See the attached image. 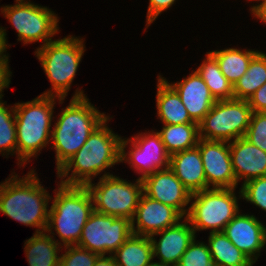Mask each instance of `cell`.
<instances>
[{"label": "cell", "mask_w": 266, "mask_h": 266, "mask_svg": "<svg viewBox=\"0 0 266 266\" xmlns=\"http://www.w3.org/2000/svg\"><path fill=\"white\" fill-rule=\"evenodd\" d=\"M109 119L97 127L85 144L57 171L59 178L67 176L61 184L86 186L92 182V177L121 162L122 138L106 126Z\"/></svg>", "instance_id": "6da1fadb"}, {"label": "cell", "mask_w": 266, "mask_h": 266, "mask_svg": "<svg viewBox=\"0 0 266 266\" xmlns=\"http://www.w3.org/2000/svg\"><path fill=\"white\" fill-rule=\"evenodd\" d=\"M51 130L57 171L85 144L92 132L107 118L94 107L81 90H76Z\"/></svg>", "instance_id": "7a4b0ae2"}, {"label": "cell", "mask_w": 266, "mask_h": 266, "mask_svg": "<svg viewBox=\"0 0 266 266\" xmlns=\"http://www.w3.org/2000/svg\"><path fill=\"white\" fill-rule=\"evenodd\" d=\"M34 171L22 179L12 175L0 184V212L26 226L39 228L35 233H41L47 228L51 196Z\"/></svg>", "instance_id": "3957f363"}, {"label": "cell", "mask_w": 266, "mask_h": 266, "mask_svg": "<svg viewBox=\"0 0 266 266\" xmlns=\"http://www.w3.org/2000/svg\"><path fill=\"white\" fill-rule=\"evenodd\" d=\"M49 210L45 232L56 231L63 246L77 245L87 220L94 211L86 186L59 184ZM75 243V244H74Z\"/></svg>", "instance_id": "277c9868"}, {"label": "cell", "mask_w": 266, "mask_h": 266, "mask_svg": "<svg viewBox=\"0 0 266 266\" xmlns=\"http://www.w3.org/2000/svg\"><path fill=\"white\" fill-rule=\"evenodd\" d=\"M56 96L39 95L32 101L14 105L16 118L17 154L20 166L37 156L51 140V121Z\"/></svg>", "instance_id": "5b68a950"}, {"label": "cell", "mask_w": 266, "mask_h": 266, "mask_svg": "<svg viewBox=\"0 0 266 266\" xmlns=\"http://www.w3.org/2000/svg\"><path fill=\"white\" fill-rule=\"evenodd\" d=\"M84 51L83 39L71 35L37 48L35 55L41 62L55 92L48 90L41 95H53L58 97L60 103L63 102L70 90Z\"/></svg>", "instance_id": "8992f818"}, {"label": "cell", "mask_w": 266, "mask_h": 266, "mask_svg": "<svg viewBox=\"0 0 266 266\" xmlns=\"http://www.w3.org/2000/svg\"><path fill=\"white\" fill-rule=\"evenodd\" d=\"M235 188H209L192 194L195 201L188 207L186 218L193 230L211 229L221 232L224 227L238 214L239 207Z\"/></svg>", "instance_id": "52a82bcc"}, {"label": "cell", "mask_w": 266, "mask_h": 266, "mask_svg": "<svg viewBox=\"0 0 266 266\" xmlns=\"http://www.w3.org/2000/svg\"><path fill=\"white\" fill-rule=\"evenodd\" d=\"M86 187L91 194L94 211L130 221L143 194V183L139 178L136 183H131L110 173L102 175L96 185L90 182Z\"/></svg>", "instance_id": "ba28073f"}, {"label": "cell", "mask_w": 266, "mask_h": 266, "mask_svg": "<svg viewBox=\"0 0 266 266\" xmlns=\"http://www.w3.org/2000/svg\"><path fill=\"white\" fill-rule=\"evenodd\" d=\"M251 115L252 109L248 100H217L199 123V138L231 142L244 137Z\"/></svg>", "instance_id": "9c48e42d"}, {"label": "cell", "mask_w": 266, "mask_h": 266, "mask_svg": "<svg viewBox=\"0 0 266 266\" xmlns=\"http://www.w3.org/2000/svg\"><path fill=\"white\" fill-rule=\"evenodd\" d=\"M1 12L17 30L18 40L24 44L42 40L41 46H44L53 41L52 37L59 30L58 18L53 11L25 0H16L15 5H6Z\"/></svg>", "instance_id": "30bf717a"}, {"label": "cell", "mask_w": 266, "mask_h": 266, "mask_svg": "<svg viewBox=\"0 0 266 266\" xmlns=\"http://www.w3.org/2000/svg\"><path fill=\"white\" fill-rule=\"evenodd\" d=\"M132 235L131 221L93 211L77 246L99 255H112Z\"/></svg>", "instance_id": "8fae6325"}, {"label": "cell", "mask_w": 266, "mask_h": 266, "mask_svg": "<svg viewBox=\"0 0 266 266\" xmlns=\"http://www.w3.org/2000/svg\"><path fill=\"white\" fill-rule=\"evenodd\" d=\"M131 142V150L125 153L127 144ZM129 157H126V156ZM120 161L129 162L131 167L141 173L140 180L156 171L169 168L170 155L165 149L160 135L157 132L138 134L132 139L121 140Z\"/></svg>", "instance_id": "7c38bea8"}, {"label": "cell", "mask_w": 266, "mask_h": 266, "mask_svg": "<svg viewBox=\"0 0 266 266\" xmlns=\"http://www.w3.org/2000/svg\"><path fill=\"white\" fill-rule=\"evenodd\" d=\"M197 146L207 181V189L236 188L238 185L232 168L229 142L199 139Z\"/></svg>", "instance_id": "4fadbf2b"}, {"label": "cell", "mask_w": 266, "mask_h": 266, "mask_svg": "<svg viewBox=\"0 0 266 266\" xmlns=\"http://www.w3.org/2000/svg\"><path fill=\"white\" fill-rule=\"evenodd\" d=\"M143 193L149 198L175 208L183 217L189 209L192 194L169 169H162L146 176L143 180Z\"/></svg>", "instance_id": "5bb4252c"}, {"label": "cell", "mask_w": 266, "mask_h": 266, "mask_svg": "<svg viewBox=\"0 0 266 266\" xmlns=\"http://www.w3.org/2000/svg\"><path fill=\"white\" fill-rule=\"evenodd\" d=\"M181 218L183 216L175 208L155 201L143 193L131 220L132 233L150 237L154 233L176 225Z\"/></svg>", "instance_id": "9a60e30c"}, {"label": "cell", "mask_w": 266, "mask_h": 266, "mask_svg": "<svg viewBox=\"0 0 266 266\" xmlns=\"http://www.w3.org/2000/svg\"><path fill=\"white\" fill-rule=\"evenodd\" d=\"M222 232L253 263L266 245V227L254 215L238 212Z\"/></svg>", "instance_id": "2e32d148"}, {"label": "cell", "mask_w": 266, "mask_h": 266, "mask_svg": "<svg viewBox=\"0 0 266 266\" xmlns=\"http://www.w3.org/2000/svg\"><path fill=\"white\" fill-rule=\"evenodd\" d=\"M184 218V223L178 222L176 225L167 227L150 236L153 246V257L158 256L160 259L159 263L177 266L181 256L194 240L196 236L195 231L189 220L186 217ZM154 235H161L158 242L153 238Z\"/></svg>", "instance_id": "e0dca14e"}, {"label": "cell", "mask_w": 266, "mask_h": 266, "mask_svg": "<svg viewBox=\"0 0 266 266\" xmlns=\"http://www.w3.org/2000/svg\"><path fill=\"white\" fill-rule=\"evenodd\" d=\"M164 80L177 92L190 118L198 124L217 101L196 71L178 83Z\"/></svg>", "instance_id": "ac0fdd59"}, {"label": "cell", "mask_w": 266, "mask_h": 266, "mask_svg": "<svg viewBox=\"0 0 266 266\" xmlns=\"http://www.w3.org/2000/svg\"><path fill=\"white\" fill-rule=\"evenodd\" d=\"M232 168L236 181L266 176V151L251 144L244 137L229 142Z\"/></svg>", "instance_id": "d6986e66"}, {"label": "cell", "mask_w": 266, "mask_h": 266, "mask_svg": "<svg viewBox=\"0 0 266 266\" xmlns=\"http://www.w3.org/2000/svg\"><path fill=\"white\" fill-rule=\"evenodd\" d=\"M169 169L191 194L207 189L206 176L198 146L171 155Z\"/></svg>", "instance_id": "ffe728a7"}, {"label": "cell", "mask_w": 266, "mask_h": 266, "mask_svg": "<svg viewBox=\"0 0 266 266\" xmlns=\"http://www.w3.org/2000/svg\"><path fill=\"white\" fill-rule=\"evenodd\" d=\"M156 106L157 115L164 124L196 123L190 118L177 92L161 76H158Z\"/></svg>", "instance_id": "44dd1931"}, {"label": "cell", "mask_w": 266, "mask_h": 266, "mask_svg": "<svg viewBox=\"0 0 266 266\" xmlns=\"http://www.w3.org/2000/svg\"><path fill=\"white\" fill-rule=\"evenodd\" d=\"M117 266H147L154 259L149 236L133 234L113 253Z\"/></svg>", "instance_id": "7402d4cb"}, {"label": "cell", "mask_w": 266, "mask_h": 266, "mask_svg": "<svg viewBox=\"0 0 266 266\" xmlns=\"http://www.w3.org/2000/svg\"><path fill=\"white\" fill-rule=\"evenodd\" d=\"M62 244L45 232L35 233L25 242V253L29 266H59L57 255Z\"/></svg>", "instance_id": "603a6c76"}, {"label": "cell", "mask_w": 266, "mask_h": 266, "mask_svg": "<svg viewBox=\"0 0 266 266\" xmlns=\"http://www.w3.org/2000/svg\"><path fill=\"white\" fill-rule=\"evenodd\" d=\"M162 128L157 133L170 156L197 146L200 139L198 123L164 124Z\"/></svg>", "instance_id": "cb8c5ba5"}, {"label": "cell", "mask_w": 266, "mask_h": 266, "mask_svg": "<svg viewBox=\"0 0 266 266\" xmlns=\"http://www.w3.org/2000/svg\"><path fill=\"white\" fill-rule=\"evenodd\" d=\"M208 247L214 266H252L254 263L221 232H210Z\"/></svg>", "instance_id": "d4e9b609"}, {"label": "cell", "mask_w": 266, "mask_h": 266, "mask_svg": "<svg viewBox=\"0 0 266 266\" xmlns=\"http://www.w3.org/2000/svg\"><path fill=\"white\" fill-rule=\"evenodd\" d=\"M258 52L255 50L241 51L237 48L210 51L216 58L221 72L232 85L246 73L251 59Z\"/></svg>", "instance_id": "484cf974"}, {"label": "cell", "mask_w": 266, "mask_h": 266, "mask_svg": "<svg viewBox=\"0 0 266 266\" xmlns=\"http://www.w3.org/2000/svg\"><path fill=\"white\" fill-rule=\"evenodd\" d=\"M196 72L206 83L216 100L234 98L233 85L223 75L216 58L210 52H207L205 60L196 69Z\"/></svg>", "instance_id": "4316f807"}, {"label": "cell", "mask_w": 266, "mask_h": 266, "mask_svg": "<svg viewBox=\"0 0 266 266\" xmlns=\"http://www.w3.org/2000/svg\"><path fill=\"white\" fill-rule=\"evenodd\" d=\"M266 82V54L258 52L248 69L233 85L234 98L248 100Z\"/></svg>", "instance_id": "83f0119b"}, {"label": "cell", "mask_w": 266, "mask_h": 266, "mask_svg": "<svg viewBox=\"0 0 266 266\" xmlns=\"http://www.w3.org/2000/svg\"><path fill=\"white\" fill-rule=\"evenodd\" d=\"M4 103L0 100V153L17 154L15 109L12 106V109L8 110Z\"/></svg>", "instance_id": "f1b7e54d"}, {"label": "cell", "mask_w": 266, "mask_h": 266, "mask_svg": "<svg viewBox=\"0 0 266 266\" xmlns=\"http://www.w3.org/2000/svg\"><path fill=\"white\" fill-rule=\"evenodd\" d=\"M177 266H214L208 245L194 238Z\"/></svg>", "instance_id": "f546056e"}, {"label": "cell", "mask_w": 266, "mask_h": 266, "mask_svg": "<svg viewBox=\"0 0 266 266\" xmlns=\"http://www.w3.org/2000/svg\"><path fill=\"white\" fill-rule=\"evenodd\" d=\"M240 198L250 201L266 211V176L251 179L243 183Z\"/></svg>", "instance_id": "4dcf8cb0"}, {"label": "cell", "mask_w": 266, "mask_h": 266, "mask_svg": "<svg viewBox=\"0 0 266 266\" xmlns=\"http://www.w3.org/2000/svg\"><path fill=\"white\" fill-rule=\"evenodd\" d=\"M244 138L261 150L266 151V112H252Z\"/></svg>", "instance_id": "1f68e13d"}, {"label": "cell", "mask_w": 266, "mask_h": 266, "mask_svg": "<svg viewBox=\"0 0 266 266\" xmlns=\"http://www.w3.org/2000/svg\"><path fill=\"white\" fill-rule=\"evenodd\" d=\"M67 252L60 255L59 266H93L99 254L79 246H65Z\"/></svg>", "instance_id": "d6a6232c"}, {"label": "cell", "mask_w": 266, "mask_h": 266, "mask_svg": "<svg viewBox=\"0 0 266 266\" xmlns=\"http://www.w3.org/2000/svg\"><path fill=\"white\" fill-rule=\"evenodd\" d=\"M174 2L175 0H149L146 27L153 23L162 11L170 8Z\"/></svg>", "instance_id": "836d02e7"}, {"label": "cell", "mask_w": 266, "mask_h": 266, "mask_svg": "<svg viewBox=\"0 0 266 266\" xmlns=\"http://www.w3.org/2000/svg\"><path fill=\"white\" fill-rule=\"evenodd\" d=\"M252 112H266V82L248 99Z\"/></svg>", "instance_id": "e575fe53"}, {"label": "cell", "mask_w": 266, "mask_h": 266, "mask_svg": "<svg viewBox=\"0 0 266 266\" xmlns=\"http://www.w3.org/2000/svg\"><path fill=\"white\" fill-rule=\"evenodd\" d=\"M8 56L2 54L0 56V100L2 99V91L10 85L11 71L8 66Z\"/></svg>", "instance_id": "d590c367"}, {"label": "cell", "mask_w": 266, "mask_h": 266, "mask_svg": "<svg viewBox=\"0 0 266 266\" xmlns=\"http://www.w3.org/2000/svg\"><path fill=\"white\" fill-rule=\"evenodd\" d=\"M93 266H117L113 255L105 257V255H99Z\"/></svg>", "instance_id": "8d00e7d4"}, {"label": "cell", "mask_w": 266, "mask_h": 266, "mask_svg": "<svg viewBox=\"0 0 266 266\" xmlns=\"http://www.w3.org/2000/svg\"><path fill=\"white\" fill-rule=\"evenodd\" d=\"M253 15L266 24V2L261 4L254 12Z\"/></svg>", "instance_id": "74e56055"}, {"label": "cell", "mask_w": 266, "mask_h": 266, "mask_svg": "<svg viewBox=\"0 0 266 266\" xmlns=\"http://www.w3.org/2000/svg\"><path fill=\"white\" fill-rule=\"evenodd\" d=\"M6 32L5 29H2V27H0V56L6 52V49L8 48L7 46V42H6Z\"/></svg>", "instance_id": "f35d334b"}, {"label": "cell", "mask_w": 266, "mask_h": 266, "mask_svg": "<svg viewBox=\"0 0 266 266\" xmlns=\"http://www.w3.org/2000/svg\"><path fill=\"white\" fill-rule=\"evenodd\" d=\"M147 266H169V265H165V264H162V263H159V262H151Z\"/></svg>", "instance_id": "ab89813d"}, {"label": "cell", "mask_w": 266, "mask_h": 266, "mask_svg": "<svg viewBox=\"0 0 266 266\" xmlns=\"http://www.w3.org/2000/svg\"><path fill=\"white\" fill-rule=\"evenodd\" d=\"M252 1V0H251ZM256 1H260V0H256ZM262 3H260L259 5H255L253 7H251V12L253 13L261 4H263L264 2H266V0H261Z\"/></svg>", "instance_id": "60d3db41"}]
</instances>
